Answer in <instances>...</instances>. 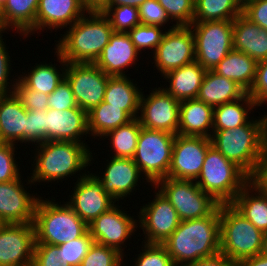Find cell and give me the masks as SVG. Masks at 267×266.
<instances>
[{"label":"cell","instance_id":"obj_19","mask_svg":"<svg viewBox=\"0 0 267 266\" xmlns=\"http://www.w3.org/2000/svg\"><path fill=\"white\" fill-rule=\"evenodd\" d=\"M21 178L0 183V219L5 224H33L39 196L25 191Z\"/></svg>","mask_w":267,"mask_h":266},{"label":"cell","instance_id":"obj_6","mask_svg":"<svg viewBox=\"0 0 267 266\" xmlns=\"http://www.w3.org/2000/svg\"><path fill=\"white\" fill-rule=\"evenodd\" d=\"M220 252L235 263L261 253L264 233L230 203L219 205Z\"/></svg>","mask_w":267,"mask_h":266},{"label":"cell","instance_id":"obj_13","mask_svg":"<svg viewBox=\"0 0 267 266\" xmlns=\"http://www.w3.org/2000/svg\"><path fill=\"white\" fill-rule=\"evenodd\" d=\"M139 111L138 120L142 127L178 134L180 101L163 88H155L147 96L142 93Z\"/></svg>","mask_w":267,"mask_h":266},{"label":"cell","instance_id":"obj_37","mask_svg":"<svg viewBox=\"0 0 267 266\" xmlns=\"http://www.w3.org/2000/svg\"><path fill=\"white\" fill-rule=\"evenodd\" d=\"M141 127L138 118H134L103 136V138L111 137L108 140H111L114 149L113 157H134Z\"/></svg>","mask_w":267,"mask_h":266},{"label":"cell","instance_id":"obj_59","mask_svg":"<svg viewBox=\"0 0 267 266\" xmlns=\"http://www.w3.org/2000/svg\"><path fill=\"white\" fill-rule=\"evenodd\" d=\"M253 0H238V4L241 6V7H244L247 3L251 2Z\"/></svg>","mask_w":267,"mask_h":266},{"label":"cell","instance_id":"obj_10","mask_svg":"<svg viewBox=\"0 0 267 266\" xmlns=\"http://www.w3.org/2000/svg\"><path fill=\"white\" fill-rule=\"evenodd\" d=\"M196 61L206 70H213L233 49V21L193 22Z\"/></svg>","mask_w":267,"mask_h":266},{"label":"cell","instance_id":"obj_21","mask_svg":"<svg viewBox=\"0 0 267 266\" xmlns=\"http://www.w3.org/2000/svg\"><path fill=\"white\" fill-rule=\"evenodd\" d=\"M108 162L105 171L101 173L103 175L95 174V177L102 183L103 190L113 199L123 200L136 189L142 174L133 158L112 156Z\"/></svg>","mask_w":267,"mask_h":266},{"label":"cell","instance_id":"obj_61","mask_svg":"<svg viewBox=\"0 0 267 266\" xmlns=\"http://www.w3.org/2000/svg\"><path fill=\"white\" fill-rule=\"evenodd\" d=\"M2 143H5L3 140H2V135H1V132H0V144Z\"/></svg>","mask_w":267,"mask_h":266},{"label":"cell","instance_id":"obj_8","mask_svg":"<svg viewBox=\"0 0 267 266\" xmlns=\"http://www.w3.org/2000/svg\"><path fill=\"white\" fill-rule=\"evenodd\" d=\"M175 136L162 130L141 127L133 161L151 186L168 177Z\"/></svg>","mask_w":267,"mask_h":266},{"label":"cell","instance_id":"obj_11","mask_svg":"<svg viewBox=\"0 0 267 266\" xmlns=\"http://www.w3.org/2000/svg\"><path fill=\"white\" fill-rule=\"evenodd\" d=\"M109 75L95 63H67L65 79L70 84L76 104L91 111L104 101Z\"/></svg>","mask_w":267,"mask_h":266},{"label":"cell","instance_id":"obj_39","mask_svg":"<svg viewBox=\"0 0 267 266\" xmlns=\"http://www.w3.org/2000/svg\"><path fill=\"white\" fill-rule=\"evenodd\" d=\"M123 256L126 255L114 248L94 242L80 266H122Z\"/></svg>","mask_w":267,"mask_h":266},{"label":"cell","instance_id":"obj_50","mask_svg":"<svg viewBox=\"0 0 267 266\" xmlns=\"http://www.w3.org/2000/svg\"><path fill=\"white\" fill-rule=\"evenodd\" d=\"M248 95L257 106L267 101V59L257 63L256 76Z\"/></svg>","mask_w":267,"mask_h":266},{"label":"cell","instance_id":"obj_3","mask_svg":"<svg viewBox=\"0 0 267 266\" xmlns=\"http://www.w3.org/2000/svg\"><path fill=\"white\" fill-rule=\"evenodd\" d=\"M88 15L70 26L56 44L54 50L67 63H95L109 43L113 29L108 18L98 11H89Z\"/></svg>","mask_w":267,"mask_h":266},{"label":"cell","instance_id":"obj_26","mask_svg":"<svg viewBox=\"0 0 267 266\" xmlns=\"http://www.w3.org/2000/svg\"><path fill=\"white\" fill-rule=\"evenodd\" d=\"M27 109L15 93L0 97V132L5 143H26Z\"/></svg>","mask_w":267,"mask_h":266},{"label":"cell","instance_id":"obj_2","mask_svg":"<svg viewBox=\"0 0 267 266\" xmlns=\"http://www.w3.org/2000/svg\"><path fill=\"white\" fill-rule=\"evenodd\" d=\"M211 142L224 157L251 177L267 150V115L250 119L236 128L213 130Z\"/></svg>","mask_w":267,"mask_h":266},{"label":"cell","instance_id":"obj_44","mask_svg":"<svg viewBox=\"0 0 267 266\" xmlns=\"http://www.w3.org/2000/svg\"><path fill=\"white\" fill-rule=\"evenodd\" d=\"M32 266H71L62 257L58 245L35 244Z\"/></svg>","mask_w":267,"mask_h":266},{"label":"cell","instance_id":"obj_32","mask_svg":"<svg viewBox=\"0 0 267 266\" xmlns=\"http://www.w3.org/2000/svg\"><path fill=\"white\" fill-rule=\"evenodd\" d=\"M254 190L256 192L253 194ZM230 204L260 231L267 233V194L251 181L242 188Z\"/></svg>","mask_w":267,"mask_h":266},{"label":"cell","instance_id":"obj_47","mask_svg":"<svg viewBox=\"0 0 267 266\" xmlns=\"http://www.w3.org/2000/svg\"><path fill=\"white\" fill-rule=\"evenodd\" d=\"M14 93L27 110H48L49 95L28 89L19 79L16 82Z\"/></svg>","mask_w":267,"mask_h":266},{"label":"cell","instance_id":"obj_57","mask_svg":"<svg viewBox=\"0 0 267 266\" xmlns=\"http://www.w3.org/2000/svg\"><path fill=\"white\" fill-rule=\"evenodd\" d=\"M147 0H109L107 6H133L139 8Z\"/></svg>","mask_w":267,"mask_h":266},{"label":"cell","instance_id":"obj_12","mask_svg":"<svg viewBox=\"0 0 267 266\" xmlns=\"http://www.w3.org/2000/svg\"><path fill=\"white\" fill-rule=\"evenodd\" d=\"M171 28V29H170ZM153 52L154 67L166 73L196 61L194 35L189 26L173 24Z\"/></svg>","mask_w":267,"mask_h":266},{"label":"cell","instance_id":"obj_30","mask_svg":"<svg viewBox=\"0 0 267 266\" xmlns=\"http://www.w3.org/2000/svg\"><path fill=\"white\" fill-rule=\"evenodd\" d=\"M257 62L247 54L232 49L213 69L218 75L233 80L247 93L256 76Z\"/></svg>","mask_w":267,"mask_h":266},{"label":"cell","instance_id":"obj_42","mask_svg":"<svg viewBox=\"0 0 267 266\" xmlns=\"http://www.w3.org/2000/svg\"><path fill=\"white\" fill-rule=\"evenodd\" d=\"M94 242L90 232L87 231L80 238L60 244L58 247L61 249L62 257L69 263V265L80 266L81 261Z\"/></svg>","mask_w":267,"mask_h":266},{"label":"cell","instance_id":"obj_22","mask_svg":"<svg viewBox=\"0 0 267 266\" xmlns=\"http://www.w3.org/2000/svg\"><path fill=\"white\" fill-rule=\"evenodd\" d=\"M88 11L81 0H40L35 18V32L44 28L72 26Z\"/></svg>","mask_w":267,"mask_h":266},{"label":"cell","instance_id":"obj_4","mask_svg":"<svg viewBox=\"0 0 267 266\" xmlns=\"http://www.w3.org/2000/svg\"><path fill=\"white\" fill-rule=\"evenodd\" d=\"M37 146L33 174L28 184L51 182L71 177L90 166L93 158L90 148L85 143L71 141H46ZM89 148V149H88ZM35 167V168H34ZM71 175V176H70Z\"/></svg>","mask_w":267,"mask_h":266},{"label":"cell","instance_id":"obj_20","mask_svg":"<svg viewBox=\"0 0 267 266\" xmlns=\"http://www.w3.org/2000/svg\"><path fill=\"white\" fill-rule=\"evenodd\" d=\"M88 131V113L80 107L67 110H46V141L83 143Z\"/></svg>","mask_w":267,"mask_h":266},{"label":"cell","instance_id":"obj_27","mask_svg":"<svg viewBox=\"0 0 267 266\" xmlns=\"http://www.w3.org/2000/svg\"><path fill=\"white\" fill-rule=\"evenodd\" d=\"M207 70L197 61L166 73L163 79L169 82V88H163L179 101L196 99Z\"/></svg>","mask_w":267,"mask_h":266},{"label":"cell","instance_id":"obj_51","mask_svg":"<svg viewBox=\"0 0 267 266\" xmlns=\"http://www.w3.org/2000/svg\"><path fill=\"white\" fill-rule=\"evenodd\" d=\"M2 33L3 32L0 31V97L14 93L15 85L18 80L16 79L15 81L14 79L13 84H12V80H11V83L8 81L9 75L11 74L9 73L11 70V67H10L11 60H10L9 53L7 52L8 50H6V45L2 39V36H3L1 35ZM8 84H10V86Z\"/></svg>","mask_w":267,"mask_h":266},{"label":"cell","instance_id":"obj_52","mask_svg":"<svg viewBox=\"0 0 267 266\" xmlns=\"http://www.w3.org/2000/svg\"><path fill=\"white\" fill-rule=\"evenodd\" d=\"M242 14L252 23L267 30V0H253L242 7Z\"/></svg>","mask_w":267,"mask_h":266},{"label":"cell","instance_id":"obj_34","mask_svg":"<svg viewBox=\"0 0 267 266\" xmlns=\"http://www.w3.org/2000/svg\"><path fill=\"white\" fill-rule=\"evenodd\" d=\"M242 102V103H241ZM257 107L246 93L242 98L214 107L213 130H226L247 124L250 110Z\"/></svg>","mask_w":267,"mask_h":266},{"label":"cell","instance_id":"obj_40","mask_svg":"<svg viewBox=\"0 0 267 266\" xmlns=\"http://www.w3.org/2000/svg\"><path fill=\"white\" fill-rule=\"evenodd\" d=\"M161 29L160 26L140 24L131 29L128 35L139 52L147 48L155 51L165 34Z\"/></svg>","mask_w":267,"mask_h":266},{"label":"cell","instance_id":"obj_36","mask_svg":"<svg viewBox=\"0 0 267 266\" xmlns=\"http://www.w3.org/2000/svg\"><path fill=\"white\" fill-rule=\"evenodd\" d=\"M241 13L236 0H195L193 22L233 21Z\"/></svg>","mask_w":267,"mask_h":266},{"label":"cell","instance_id":"obj_49","mask_svg":"<svg viewBox=\"0 0 267 266\" xmlns=\"http://www.w3.org/2000/svg\"><path fill=\"white\" fill-rule=\"evenodd\" d=\"M77 107L70 84L64 80L56 87V89L49 95L48 108L58 111L67 110Z\"/></svg>","mask_w":267,"mask_h":266},{"label":"cell","instance_id":"obj_62","mask_svg":"<svg viewBox=\"0 0 267 266\" xmlns=\"http://www.w3.org/2000/svg\"><path fill=\"white\" fill-rule=\"evenodd\" d=\"M5 223L0 219V228L4 225Z\"/></svg>","mask_w":267,"mask_h":266},{"label":"cell","instance_id":"obj_31","mask_svg":"<svg viewBox=\"0 0 267 266\" xmlns=\"http://www.w3.org/2000/svg\"><path fill=\"white\" fill-rule=\"evenodd\" d=\"M137 84L125 76H110L105 91L104 102L120 107L132 119L138 118L142 92Z\"/></svg>","mask_w":267,"mask_h":266},{"label":"cell","instance_id":"obj_46","mask_svg":"<svg viewBox=\"0 0 267 266\" xmlns=\"http://www.w3.org/2000/svg\"><path fill=\"white\" fill-rule=\"evenodd\" d=\"M15 144H0V183L18 179L21 174L15 159Z\"/></svg>","mask_w":267,"mask_h":266},{"label":"cell","instance_id":"obj_17","mask_svg":"<svg viewBox=\"0 0 267 266\" xmlns=\"http://www.w3.org/2000/svg\"><path fill=\"white\" fill-rule=\"evenodd\" d=\"M34 246L33 224H4L0 228V266H32Z\"/></svg>","mask_w":267,"mask_h":266},{"label":"cell","instance_id":"obj_63","mask_svg":"<svg viewBox=\"0 0 267 266\" xmlns=\"http://www.w3.org/2000/svg\"><path fill=\"white\" fill-rule=\"evenodd\" d=\"M0 31H1V8H0Z\"/></svg>","mask_w":267,"mask_h":266},{"label":"cell","instance_id":"obj_45","mask_svg":"<svg viewBox=\"0 0 267 266\" xmlns=\"http://www.w3.org/2000/svg\"><path fill=\"white\" fill-rule=\"evenodd\" d=\"M26 142H46V111L27 110L26 118Z\"/></svg>","mask_w":267,"mask_h":266},{"label":"cell","instance_id":"obj_1","mask_svg":"<svg viewBox=\"0 0 267 266\" xmlns=\"http://www.w3.org/2000/svg\"><path fill=\"white\" fill-rule=\"evenodd\" d=\"M162 245L175 266H184L219 253V206L209 216L181 221Z\"/></svg>","mask_w":267,"mask_h":266},{"label":"cell","instance_id":"obj_7","mask_svg":"<svg viewBox=\"0 0 267 266\" xmlns=\"http://www.w3.org/2000/svg\"><path fill=\"white\" fill-rule=\"evenodd\" d=\"M249 181L250 177L240 167L211 146L195 182L219 204H229Z\"/></svg>","mask_w":267,"mask_h":266},{"label":"cell","instance_id":"obj_41","mask_svg":"<svg viewBox=\"0 0 267 266\" xmlns=\"http://www.w3.org/2000/svg\"><path fill=\"white\" fill-rule=\"evenodd\" d=\"M176 26H190L194 19L195 0H157Z\"/></svg>","mask_w":267,"mask_h":266},{"label":"cell","instance_id":"obj_15","mask_svg":"<svg viewBox=\"0 0 267 266\" xmlns=\"http://www.w3.org/2000/svg\"><path fill=\"white\" fill-rule=\"evenodd\" d=\"M155 194L139 211L138 226L144 232V243L148 244H162L181 222L170 201L159 190Z\"/></svg>","mask_w":267,"mask_h":266},{"label":"cell","instance_id":"obj_35","mask_svg":"<svg viewBox=\"0 0 267 266\" xmlns=\"http://www.w3.org/2000/svg\"><path fill=\"white\" fill-rule=\"evenodd\" d=\"M132 118L120 107L101 102L88 112V131L94 138H103L108 132L127 124Z\"/></svg>","mask_w":267,"mask_h":266},{"label":"cell","instance_id":"obj_14","mask_svg":"<svg viewBox=\"0 0 267 266\" xmlns=\"http://www.w3.org/2000/svg\"><path fill=\"white\" fill-rule=\"evenodd\" d=\"M211 146V138L177 134L172 147L168 177L196 181L201 173L206 153Z\"/></svg>","mask_w":267,"mask_h":266},{"label":"cell","instance_id":"obj_28","mask_svg":"<svg viewBox=\"0 0 267 266\" xmlns=\"http://www.w3.org/2000/svg\"><path fill=\"white\" fill-rule=\"evenodd\" d=\"M40 0H6L1 7V32L8 28L27 37L35 31V18ZM15 28V29H14Z\"/></svg>","mask_w":267,"mask_h":266},{"label":"cell","instance_id":"obj_53","mask_svg":"<svg viewBox=\"0 0 267 266\" xmlns=\"http://www.w3.org/2000/svg\"><path fill=\"white\" fill-rule=\"evenodd\" d=\"M250 181L267 194V150L258 163L255 173L250 177Z\"/></svg>","mask_w":267,"mask_h":266},{"label":"cell","instance_id":"obj_43","mask_svg":"<svg viewBox=\"0 0 267 266\" xmlns=\"http://www.w3.org/2000/svg\"><path fill=\"white\" fill-rule=\"evenodd\" d=\"M142 246V252L138 254L134 266H175L172 257L162 244L144 243Z\"/></svg>","mask_w":267,"mask_h":266},{"label":"cell","instance_id":"obj_29","mask_svg":"<svg viewBox=\"0 0 267 266\" xmlns=\"http://www.w3.org/2000/svg\"><path fill=\"white\" fill-rule=\"evenodd\" d=\"M247 92L233 80L207 70L197 96L213 108L242 98Z\"/></svg>","mask_w":267,"mask_h":266},{"label":"cell","instance_id":"obj_9","mask_svg":"<svg viewBox=\"0 0 267 266\" xmlns=\"http://www.w3.org/2000/svg\"><path fill=\"white\" fill-rule=\"evenodd\" d=\"M152 186L160 189L162 195L170 201L181 221L209 216L220 205L210 194L200 189L194 180L167 177Z\"/></svg>","mask_w":267,"mask_h":266},{"label":"cell","instance_id":"obj_58","mask_svg":"<svg viewBox=\"0 0 267 266\" xmlns=\"http://www.w3.org/2000/svg\"><path fill=\"white\" fill-rule=\"evenodd\" d=\"M261 254H264L267 256V233H264V239H263Z\"/></svg>","mask_w":267,"mask_h":266},{"label":"cell","instance_id":"obj_5","mask_svg":"<svg viewBox=\"0 0 267 266\" xmlns=\"http://www.w3.org/2000/svg\"><path fill=\"white\" fill-rule=\"evenodd\" d=\"M39 197L33 220L35 244L60 245L80 238L88 225L66 203L59 205Z\"/></svg>","mask_w":267,"mask_h":266},{"label":"cell","instance_id":"obj_60","mask_svg":"<svg viewBox=\"0 0 267 266\" xmlns=\"http://www.w3.org/2000/svg\"><path fill=\"white\" fill-rule=\"evenodd\" d=\"M6 2V0H0V8L3 6V4Z\"/></svg>","mask_w":267,"mask_h":266},{"label":"cell","instance_id":"obj_24","mask_svg":"<svg viewBox=\"0 0 267 266\" xmlns=\"http://www.w3.org/2000/svg\"><path fill=\"white\" fill-rule=\"evenodd\" d=\"M233 49L247 54L257 63L267 59V30L241 13L233 20Z\"/></svg>","mask_w":267,"mask_h":266},{"label":"cell","instance_id":"obj_38","mask_svg":"<svg viewBox=\"0 0 267 266\" xmlns=\"http://www.w3.org/2000/svg\"><path fill=\"white\" fill-rule=\"evenodd\" d=\"M101 12L108 18L113 32L128 33L141 24L139 8L133 6H106Z\"/></svg>","mask_w":267,"mask_h":266},{"label":"cell","instance_id":"obj_48","mask_svg":"<svg viewBox=\"0 0 267 266\" xmlns=\"http://www.w3.org/2000/svg\"><path fill=\"white\" fill-rule=\"evenodd\" d=\"M140 23L143 25L165 26L170 18L157 0H147L139 7Z\"/></svg>","mask_w":267,"mask_h":266},{"label":"cell","instance_id":"obj_18","mask_svg":"<svg viewBox=\"0 0 267 266\" xmlns=\"http://www.w3.org/2000/svg\"><path fill=\"white\" fill-rule=\"evenodd\" d=\"M117 205L88 224V231L96 243L114 248L123 254V244L135 233L138 220L127 215ZM137 221V222H136Z\"/></svg>","mask_w":267,"mask_h":266},{"label":"cell","instance_id":"obj_55","mask_svg":"<svg viewBox=\"0 0 267 266\" xmlns=\"http://www.w3.org/2000/svg\"><path fill=\"white\" fill-rule=\"evenodd\" d=\"M237 266H267V256L260 253L256 256L243 259Z\"/></svg>","mask_w":267,"mask_h":266},{"label":"cell","instance_id":"obj_56","mask_svg":"<svg viewBox=\"0 0 267 266\" xmlns=\"http://www.w3.org/2000/svg\"><path fill=\"white\" fill-rule=\"evenodd\" d=\"M85 9L89 11L101 12L108 4L109 0H81Z\"/></svg>","mask_w":267,"mask_h":266},{"label":"cell","instance_id":"obj_25","mask_svg":"<svg viewBox=\"0 0 267 266\" xmlns=\"http://www.w3.org/2000/svg\"><path fill=\"white\" fill-rule=\"evenodd\" d=\"M213 110L212 106L199 101L197 98L180 101L178 134L211 138L213 134Z\"/></svg>","mask_w":267,"mask_h":266},{"label":"cell","instance_id":"obj_23","mask_svg":"<svg viewBox=\"0 0 267 266\" xmlns=\"http://www.w3.org/2000/svg\"><path fill=\"white\" fill-rule=\"evenodd\" d=\"M138 54L128 33L113 32L95 64L109 76H125L124 68L132 67Z\"/></svg>","mask_w":267,"mask_h":266},{"label":"cell","instance_id":"obj_16","mask_svg":"<svg viewBox=\"0 0 267 266\" xmlns=\"http://www.w3.org/2000/svg\"><path fill=\"white\" fill-rule=\"evenodd\" d=\"M67 204L88 225L114 206L116 200L103 190L102 183L92 173H84L75 183Z\"/></svg>","mask_w":267,"mask_h":266},{"label":"cell","instance_id":"obj_33","mask_svg":"<svg viewBox=\"0 0 267 266\" xmlns=\"http://www.w3.org/2000/svg\"><path fill=\"white\" fill-rule=\"evenodd\" d=\"M57 53V54H56ZM57 59L60 64H62L59 68L62 71L55 67L54 64H37L34 68H32L28 74L24 73V76H18V79L31 90L38 91L40 93H45L47 95L52 94V92L56 89V87L64 80L65 71L67 62L61 57V55L56 51Z\"/></svg>","mask_w":267,"mask_h":266},{"label":"cell","instance_id":"obj_54","mask_svg":"<svg viewBox=\"0 0 267 266\" xmlns=\"http://www.w3.org/2000/svg\"><path fill=\"white\" fill-rule=\"evenodd\" d=\"M184 266H237V263L219 252L213 256L201 258Z\"/></svg>","mask_w":267,"mask_h":266}]
</instances>
